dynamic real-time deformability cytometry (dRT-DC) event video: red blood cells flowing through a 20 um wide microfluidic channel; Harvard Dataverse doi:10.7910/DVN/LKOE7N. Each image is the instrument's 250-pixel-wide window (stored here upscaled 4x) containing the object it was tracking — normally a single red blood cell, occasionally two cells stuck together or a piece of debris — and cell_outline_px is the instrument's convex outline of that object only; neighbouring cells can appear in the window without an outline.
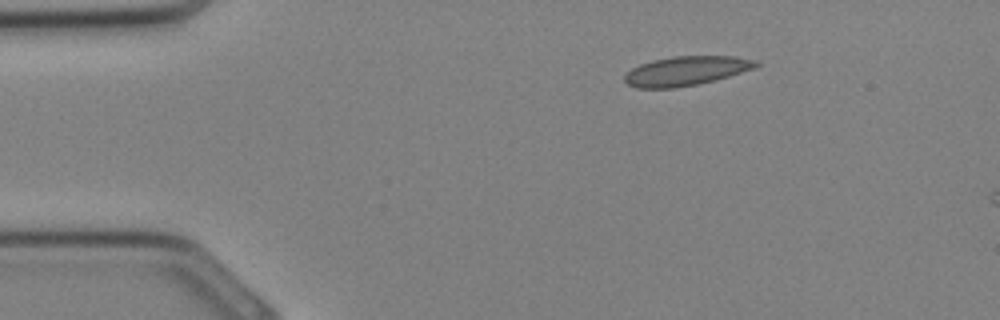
{"species": "Egyptian fruit bat (a non-hibernating species)", "species_latin": "Rousettus aegyptiacus", "temperature_condition": "cold", "stored_images_in_passage": 6, "camera_frame_rate_fps": 3000, "um_per_image_px": 0.085, "animal": {"sex": "female"}, "frame": {"image": 1, "passage_image": 1, "time_ms": 0.0, "image_size_px": [1000, 320], "cell_outline_px": [[760, 64], [756, 68], [716, 80], [696, 84], [672, 88], [636, 88], [628, 84], [624, 80], [624, 76], [632, 68], [640, 64], [652, 60], [672, 56], [736, 56], [756, 60]], "centroid_in_image_um": [58.34, 6.02], "position_along_channel_um": 26.7, "area_um2": 22.48}}